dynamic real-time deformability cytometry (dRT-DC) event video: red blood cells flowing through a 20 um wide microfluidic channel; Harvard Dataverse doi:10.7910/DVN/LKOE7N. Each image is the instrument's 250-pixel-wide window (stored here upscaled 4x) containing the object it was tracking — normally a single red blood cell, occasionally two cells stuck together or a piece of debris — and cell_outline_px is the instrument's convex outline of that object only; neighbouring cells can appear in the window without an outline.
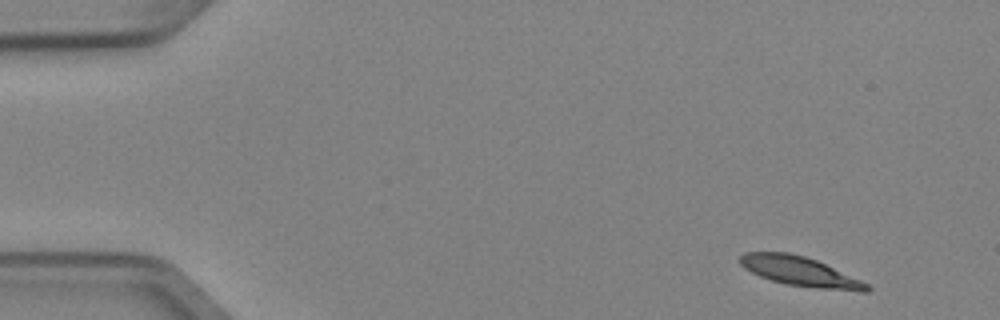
{"species": "Egyptian fruit bat (a non-hibernating species)", "species_latin": "Rousettus aegyptiacus", "temperature_condition": "cold", "stored_images_in_passage": 5, "segment_of_instrument_passage": [1, 2], "camera_frame_rate_fps": 3000, "um_per_image_px": 0.085, "animal": {"sex": "female"}, "frame": {"image": 1, "passage_image": 1, "time_ms": 0.0, "image_size_px": [1000, 320], "cell_outline_px": [[872, 288], [868, 292], [860, 292], [816, 288], [784, 284], [760, 276], [744, 268], [740, 264], [740, 256], [744, 252], [788, 252], [804, 256], [816, 260], [860, 280], [868, 284]], "centroid_in_image_um": [68.01, 23.08], "position_along_channel_um": 17.0, "area_um2": 21.68}}
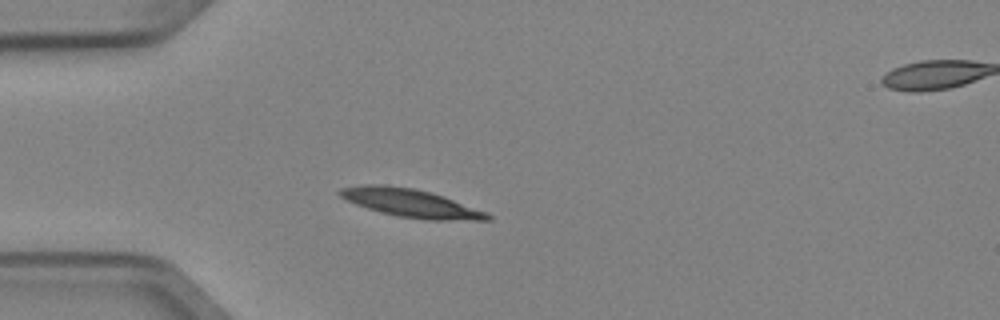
{"frame": {"image": 2, "passage_image": 4, "time_ms": 1.0, "image_size_px": [1000, 320], "cell_outline_px": [[492, 220], [428, 220], [396, 216], [368, 208], [356, 204], [340, 196], [336, 192], [340, 188], [360, 184], [380, 184], [416, 188], [432, 192], [444, 196], [488, 212], [492, 216]], "centroid_in_image_um": [34.94, 17.25], "position_along_channel_um": 50.1, "area_um2": 24.45}}